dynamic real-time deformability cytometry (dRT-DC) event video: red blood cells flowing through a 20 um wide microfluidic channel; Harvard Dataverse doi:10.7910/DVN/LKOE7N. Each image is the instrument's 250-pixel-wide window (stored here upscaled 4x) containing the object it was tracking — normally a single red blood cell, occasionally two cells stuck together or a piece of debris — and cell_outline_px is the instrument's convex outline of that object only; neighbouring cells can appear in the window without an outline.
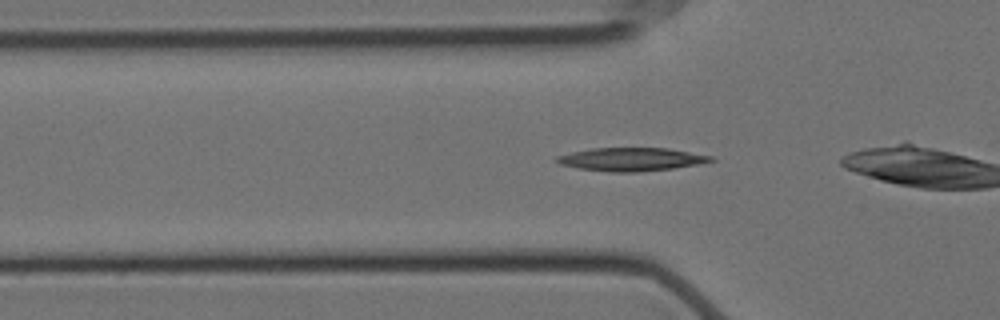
{"species": "Egyptian fruit bat (a non-hibernating species)", "species_latin": "Rousettus aegyptiacus", "temperature_condition": "cold", "stored_images_in_passage": 43, "camera_frame_rate_fps": 3000, "um_per_image_px": 0.085, "animal": {"sex": "female"}, "frame": {"image": 1, "passage_image": 3, "time_ms": 0.667, "image_size_px": [1000, 320], "cell_outline_px": [[716, 160], [700, 164], [672, 168], [636, 172], [612, 172], [580, 168], [560, 164], [552, 160], [556, 156], [572, 152], [592, 148], [668, 148], [712, 156]], "centroid_in_image_um": [53.65, 13.54], "position_along_channel_um": 72.1, "area_um2": 20.81}}
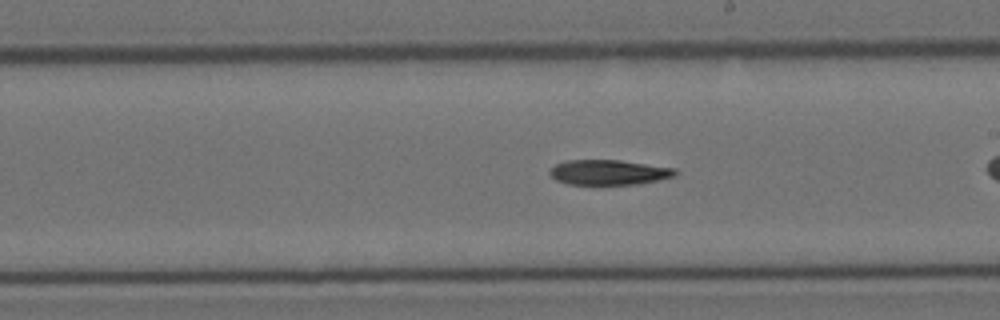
{"frame": {"image": 2, "passage_image": 17, "time_ms": 5.333, "image_size_px": [1000, 320], "cell_outline_px": [[676, 176], [640, 184], [568, 184], [556, 180], [548, 172], [556, 164], [568, 160], [620, 160], [676, 168]], "centroid_in_image_um": [51.77, 14.65], "position_along_channel_um": 237.2, "area_um2": 18.26}}
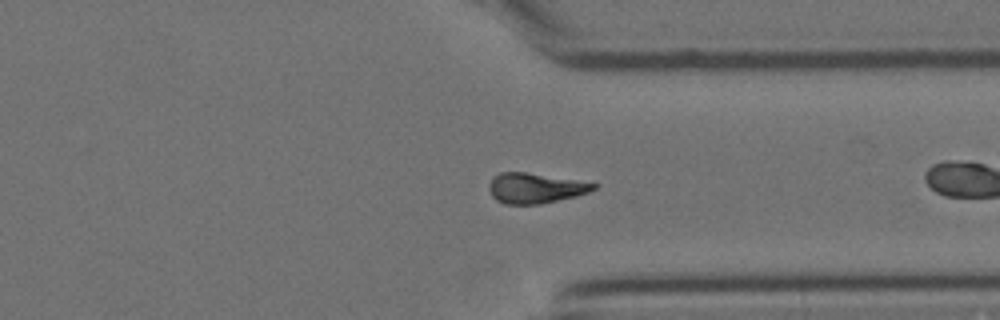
{"frame": {"image": 3, "passage_image": 28, "time_ms": 9.0, "image_size_px": [1000, 320], "cell_outline_px": [[600, 184], [596, 188], [588, 192], [576, 196], [540, 204], [504, 204], [496, 200], [492, 196], [488, 188], [488, 184], [492, 176], [500, 172], [524, 172]], "centroid_in_image_um": [45.45, 15.99], "position_along_channel_um": 366.0, "area_um2": 18.38}}